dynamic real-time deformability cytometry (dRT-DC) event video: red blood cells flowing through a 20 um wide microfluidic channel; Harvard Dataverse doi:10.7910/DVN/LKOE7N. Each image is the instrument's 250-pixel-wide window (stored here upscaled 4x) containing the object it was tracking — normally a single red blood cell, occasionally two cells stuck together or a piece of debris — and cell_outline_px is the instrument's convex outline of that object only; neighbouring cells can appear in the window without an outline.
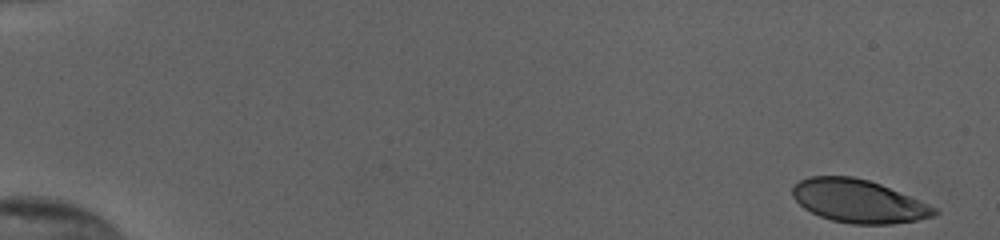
{"species": "human", "species_latin": "Homo sapiens", "temperature_condition": "cold", "stored_images_in_passage": 52, "camera_frame_rate_fps": 3000, "um_per_image_px": 0.085, "donor": {"sex": "female"}, "frame": {"image": 1, "passage_image": 1, "time_ms": 0.0, "image_size_px": [1000, 240], "cell_outline_px": [[940, 212], [936, 216], [916, 220], [892, 224], [852, 224], [832, 220], [820, 216], [804, 208], [792, 196], [792, 188], [800, 180], [808, 176], [852, 176], [868, 180], [880, 184], [936, 208]], "centroid_in_image_um": [72.95, 17.1], "position_along_channel_um": 12.0, "area_um2": 35.32}}
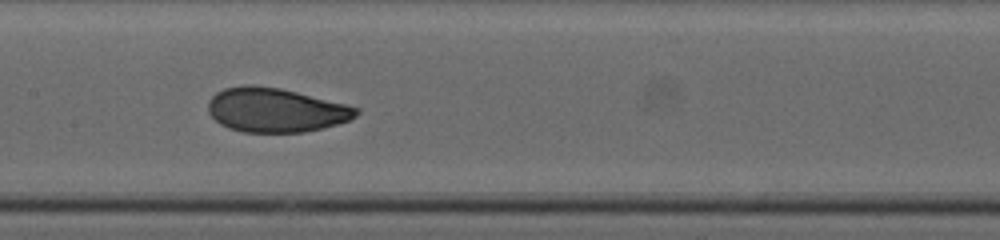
{"frame": {"image": 2, "passage_image": 28, "time_ms": 9.0, "image_size_px": [1000, 240], "cell_outline_px": [[360, 112], [356, 116], [348, 120], [336, 124], [304, 132], [244, 132], [228, 128], [220, 124], [208, 112], [208, 100], [216, 92], [224, 88], [244, 84], [252, 84], [280, 88], [360, 108]], "centroid_in_image_um": [23.38, 9.34], "position_along_channel_um": 184.0, "area_um2": 37.97}}
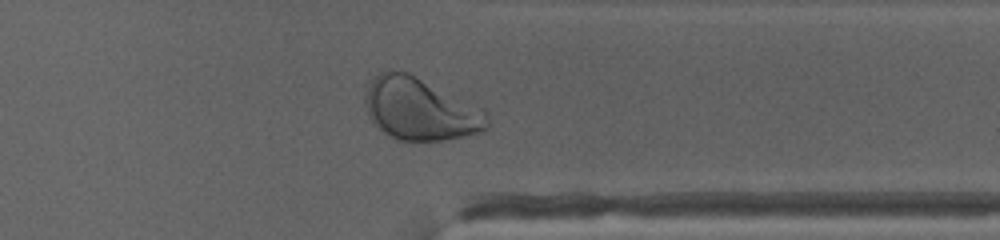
{"frame": {"image": 3, "passage_image": 43, "time_ms": 14.0, "image_size_px": [1000, 240], "cell_outline_px": [[488, 128], [484, 132], [444, 140], [396, 140], [384, 132], [368, 116], [364, 104], [364, 92], [368, 84], [380, 72], [408, 72], [484, 108], [488, 112]], "centroid_in_image_um": [35.75, 9.28], "position_along_channel_um": 375.7, "area_um2": 44.45}}